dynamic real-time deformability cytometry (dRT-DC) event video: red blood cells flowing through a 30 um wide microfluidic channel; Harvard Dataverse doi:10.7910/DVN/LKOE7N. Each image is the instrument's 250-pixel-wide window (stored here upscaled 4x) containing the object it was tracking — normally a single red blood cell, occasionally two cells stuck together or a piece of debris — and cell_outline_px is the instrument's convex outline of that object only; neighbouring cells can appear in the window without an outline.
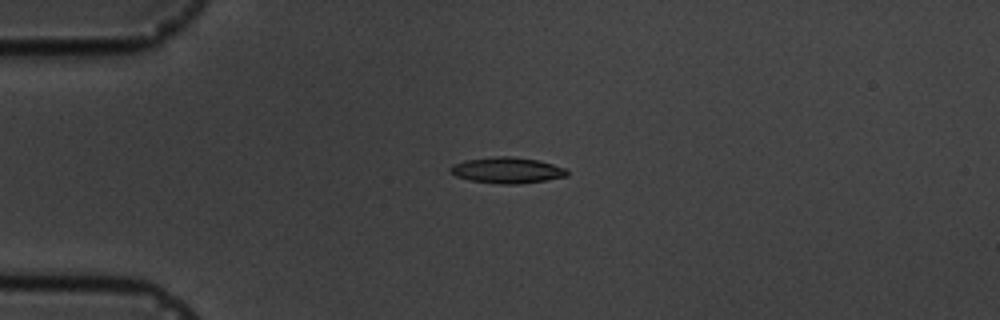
{"species": "common noctule bat (a hibernating species)", "species_latin": "Nyctalus noctula", "temperature_condition": "cold", "stored_images_in_passage": 5, "camera_frame_rate_fps": 3000, "um_per_image_px": 0.085, "animal": {"sex": "male", "body_mass_g": 19.5, "forearm_length_mm": 54.6}, "frame": {"image": 1, "passage_image": 3, "time_ms": 2.333, "image_size_px": [1000, 320], "cell_outline_px": [[568, 176], [520, 184], [500, 184], [468, 180], [456, 176], [448, 172], [448, 168], [452, 164], [464, 160], [496, 156], [512, 156], [536, 160], [552, 164], [564, 168], [568, 172]], "centroid_in_image_um": [43.03, 14.47], "position_along_channel_um": 42.0, "area_um2": 17.74}}
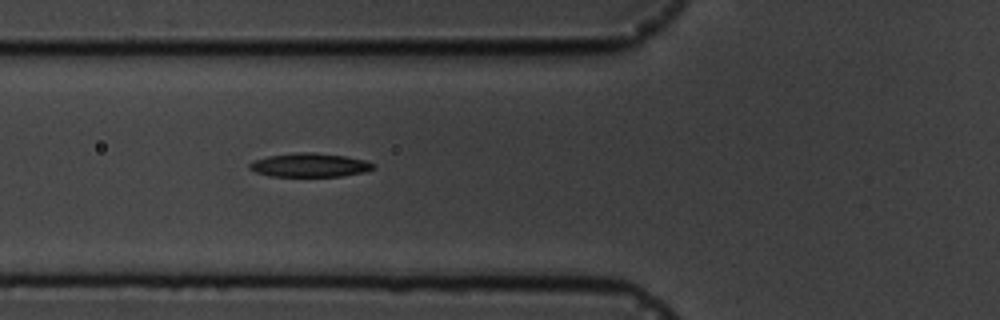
{"frame": {"image": 2, "passage_image": 5, "time_ms": 4.667, "image_size_px": [1000, 320], "cell_outline_px": [[376, 168], [364, 172], [340, 176], [268, 176], [256, 172], [248, 168], [248, 164], [252, 160], [268, 156], [296, 152], [316, 152], [344, 156], [364, 160], [376, 164]], "centroid_in_image_um": [26.3, 14.02], "position_along_channel_um": 99.5, "area_um2": 17.28}}